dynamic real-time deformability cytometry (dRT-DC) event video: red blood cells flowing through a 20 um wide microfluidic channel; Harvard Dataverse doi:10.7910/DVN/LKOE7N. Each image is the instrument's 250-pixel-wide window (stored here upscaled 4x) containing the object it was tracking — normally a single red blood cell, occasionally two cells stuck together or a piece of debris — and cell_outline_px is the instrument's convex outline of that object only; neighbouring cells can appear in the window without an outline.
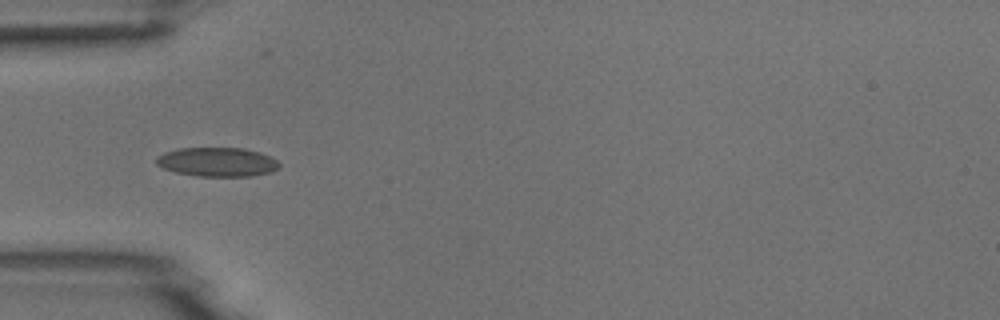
{"species": "common noctule bat (a hibernating species)", "species_latin": "Nyctalus noctula", "temperature_condition": "room temperature", "stored_images_in_passage": 8, "camera_frame_rate_fps": 3000, "um_per_image_px": 0.085, "animal": {"sex": "male", "body_mass_g": 18.8}, "frame": {"image": 1, "passage_image": 5, "time_ms": 4.667, "image_size_px": [1000, 320], "cell_outline_px": [[280, 168], [272, 172], [252, 176], [196, 176], [176, 172], [164, 168], [156, 164], [156, 156], [164, 152], [180, 148], [244, 148], [260, 152], [276, 160], [280, 164]], "centroid_in_image_um": [18.48, 13.77], "position_along_channel_um": 66.5, "area_um2": 20.92}}